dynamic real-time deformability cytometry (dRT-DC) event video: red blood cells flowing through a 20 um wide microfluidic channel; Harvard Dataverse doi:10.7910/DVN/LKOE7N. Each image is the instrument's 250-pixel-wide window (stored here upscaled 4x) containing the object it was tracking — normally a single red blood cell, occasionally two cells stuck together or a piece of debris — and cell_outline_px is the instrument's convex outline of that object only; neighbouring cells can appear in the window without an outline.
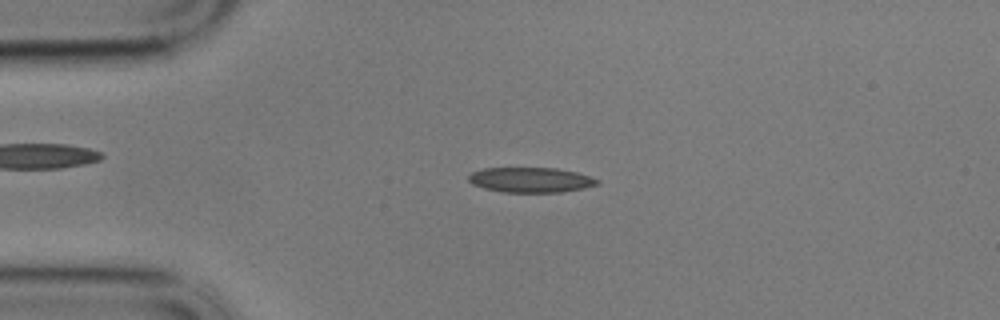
{"species": "common noctule bat (a hibernating species)", "species_latin": "Nyctalus noctula", "temperature_condition": "cold", "stored_images_in_passage": 51, "camera_frame_rate_fps": 3000, "um_per_image_px": 0.085, "animal": {"sex": "male", "body_mass_g": 17.9}, "frame": {"image": 1, "passage_image": 6, "time_ms": 1.667, "image_size_px": [1000, 320], "cell_outline_px": [[600, 184], [584, 188], [560, 192], [504, 192], [484, 188], [472, 184], [468, 180], [468, 176], [472, 172], [484, 168], [556, 168], [576, 172], [600, 180]], "centroid_in_image_um": [45.11, 15.29], "position_along_channel_um": 39.9, "area_um2": 18.73}}
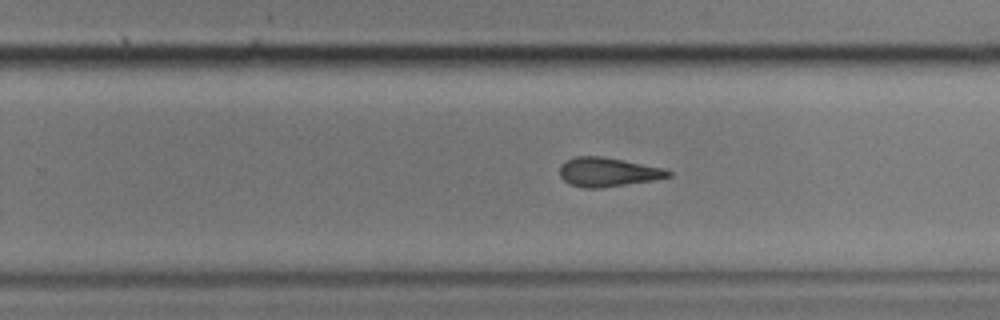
{"frame": {"image": 2, "passage_image": 29, "time_ms": 9.333, "image_size_px": [1000, 320], "cell_outline_px": [[672, 176], [652, 180], [600, 188], [584, 188], [572, 184], [564, 180], [560, 176], [560, 164], [564, 160], [576, 156], [600, 156], [624, 160], [664, 168], [672, 172]], "centroid_in_image_um": [51.65, 14.61], "position_along_channel_um": 278.2, "area_um2": 18.32}}
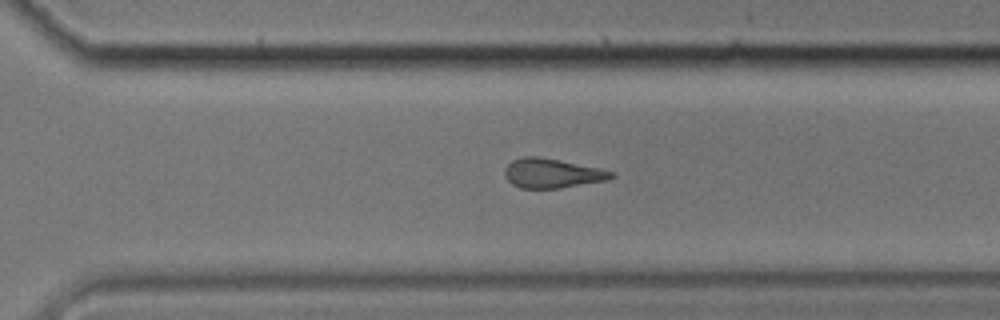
{"frame": {"image": 3, "passage_image": 33, "time_ms": 10.667, "image_size_px": [1000, 320], "cell_outline_px": [[616, 176], [608, 180], [560, 188], [520, 188], [512, 184], [504, 176], [504, 168], [512, 160], [524, 156], [536, 156], [560, 160], [616, 172]], "centroid_in_image_um": [46.92, 14.73], "position_along_channel_um": 323.7, "area_um2": 18.32}, "authors_computed_cell_mechanics": {"area_um2": 19.0162, "velocity_mm_per_s": 3.4274, "shape_relaxation_time_tau1_ms": null, "shape_relaxation_time_tau2_ms": 4.5108, "deformation_change_tau1": null, "deformation_change_tau2": 0.1498}}